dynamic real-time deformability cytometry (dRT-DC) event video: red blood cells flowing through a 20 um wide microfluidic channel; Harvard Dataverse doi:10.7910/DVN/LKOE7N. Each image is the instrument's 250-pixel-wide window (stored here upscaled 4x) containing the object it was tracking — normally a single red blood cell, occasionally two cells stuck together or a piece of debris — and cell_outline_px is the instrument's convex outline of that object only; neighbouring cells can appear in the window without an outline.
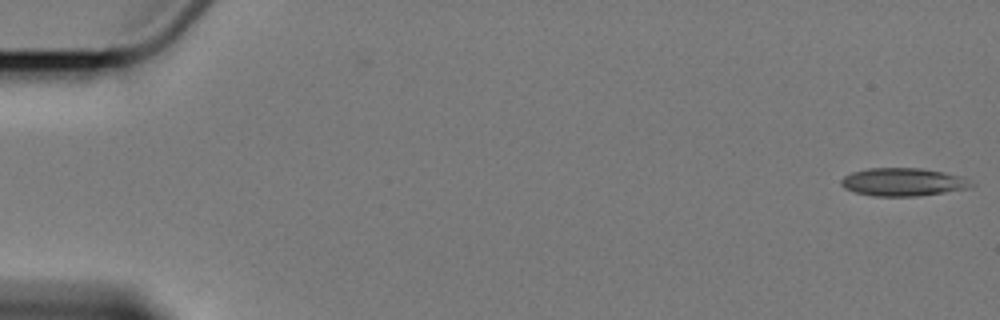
{"species": "Egyptian fruit bat (a non-hibernating species)", "species_latin": "Rousettus aegyptiacus", "temperature_condition": "cold", "stored_images_in_passage": 7, "camera_frame_rate_fps": 3000, "um_per_image_px": 0.085, "animal": {"sex": "female"}, "frame": {"image": 1, "passage_image": 1, "time_ms": 0.0, "image_size_px": [1000, 320], "cell_outline_px": [[976, 184], [964, 188], [944, 192], [916, 196], [872, 196], [856, 192], [844, 188], [840, 184], [840, 180], [844, 176], [852, 172], [868, 168], [924, 168], [944, 172], [960, 176]], "centroid_in_image_um": [76.71, 15.46], "position_along_channel_um": 8.3, "area_um2": 21.1}}
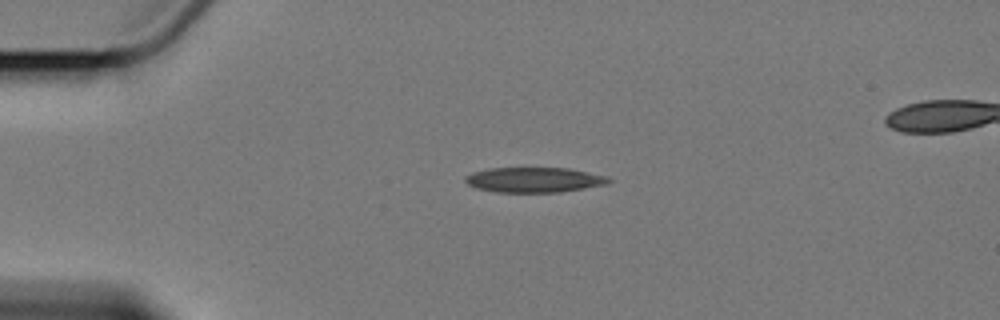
{"frame": {"image": 2, "passage_image": 5, "time_ms": 4.333, "image_size_px": [1000, 320], "cell_outline_px": [[612, 180], [608, 184], [560, 192], [496, 192], [476, 188], [468, 184], [464, 180], [464, 176], [472, 172], [488, 168], [568, 168], [608, 176]], "centroid_in_image_um": [45.39, 15.28], "position_along_channel_um": 39.6, "area_um2": 21.04}}